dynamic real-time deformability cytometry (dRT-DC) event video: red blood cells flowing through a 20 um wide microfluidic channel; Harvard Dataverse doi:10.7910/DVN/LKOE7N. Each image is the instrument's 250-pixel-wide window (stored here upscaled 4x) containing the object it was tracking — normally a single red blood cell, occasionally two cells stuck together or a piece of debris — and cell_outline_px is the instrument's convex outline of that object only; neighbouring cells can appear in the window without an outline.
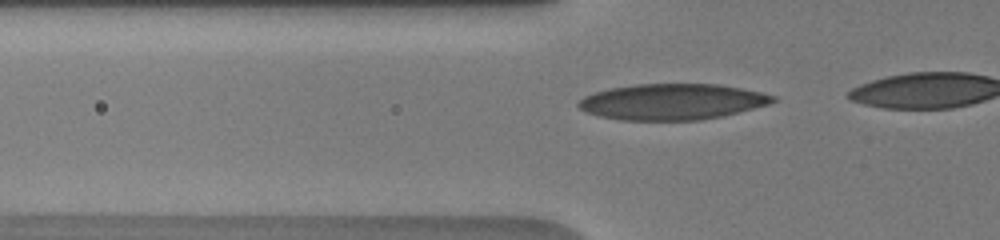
{"species": "human", "species_latin": "Homo sapiens", "temperature_condition": "warm", "stored_images_in_passage": 21, "camera_frame_rate_fps": 3000, "um_per_image_px": 0.085, "donor": {"sex": "male"}, "frame": {"image": 1, "passage_image": 15, "time_ms": 4.667, "image_size_px": [1000, 240], "cell_outline_px": [[776, 100], [768, 104], [720, 116], [700, 120], [620, 120], [600, 116], [588, 112], [580, 108], [576, 104], [584, 96], [608, 88], [636, 84], [716, 84], [740, 88], [760, 92], [776, 96]], "centroid_in_image_um": [57.1, 8.64], "position_along_channel_um": 68.7, "area_um2": 40.34}}
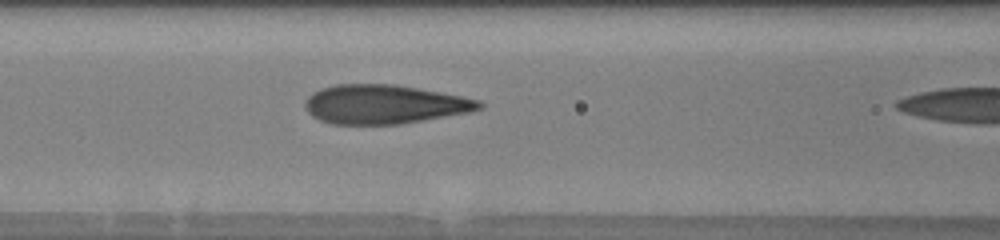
{"frame": {"image": 2, "passage_image": 20, "time_ms": 6.333, "image_size_px": [1000, 240], "cell_outline_px": [[484, 108], [468, 112], [400, 124], [332, 124], [320, 120], [312, 116], [308, 112], [304, 104], [304, 100], [312, 92], [320, 88], [336, 84], [396, 84], [460, 96], [480, 100], [484, 104]], "centroid_in_image_um": [32.63, 8.86], "position_along_channel_um": 134.0, "area_um2": 39.59}}